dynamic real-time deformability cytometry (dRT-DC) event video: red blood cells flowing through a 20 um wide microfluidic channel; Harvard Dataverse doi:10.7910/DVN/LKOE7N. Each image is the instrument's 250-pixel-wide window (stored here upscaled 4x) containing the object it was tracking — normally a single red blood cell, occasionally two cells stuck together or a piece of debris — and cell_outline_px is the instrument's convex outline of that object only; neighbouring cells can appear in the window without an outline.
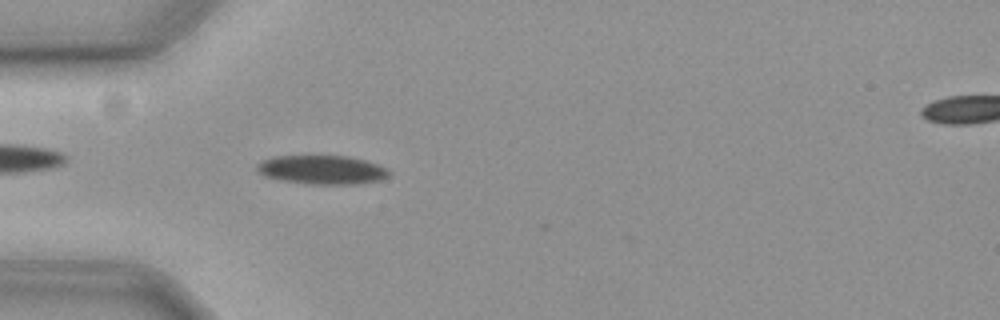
{"species": "common noctule bat (a hibernating species)", "species_latin": "Nyctalus noctula", "temperature_condition": "cold", "stored_images_in_passage": 36, "camera_frame_rate_fps": 3000, "um_per_image_px": 0.085, "animal": {"sex": "female", "body_mass_g": 19.3, "forearm_length_mm": 54.1}, "frame": {"image": 1, "passage_image": 1, "time_ms": 0.0, "image_size_px": [1000, 320], "cell_outline_px": [[392, 176], [380, 180], [360, 184], [308, 184], [280, 180], [264, 176], [256, 168], [256, 164], [264, 160], [276, 156], [344, 156], [364, 160], [388, 168], [392, 172]], "centroid_in_image_um": [27.42, 14.44], "position_along_channel_um": 57.6, "area_um2": 22.31}}
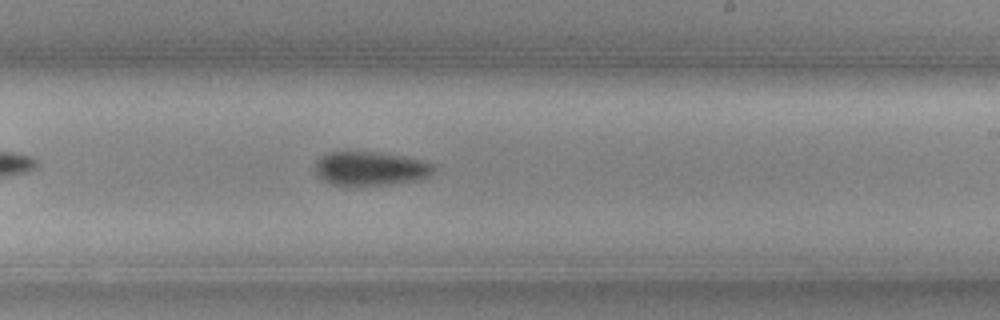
{"frame": {"image": 2, "passage_image": 18, "time_ms": 5.667, "image_size_px": [1000, 320], "cell_outline_px": [[432, 172], [428, 176], [416, 180], [388, 184], [356, 188], [340, 188], [316, 176], [316, 160], [332, 152], [372, 152], [400, 156], [424, 160], [432, 164]], "centroid_in_image_um": [31.41, 14.38], "position_along_channel_um": 257.6, "area_um2": 23.7}}
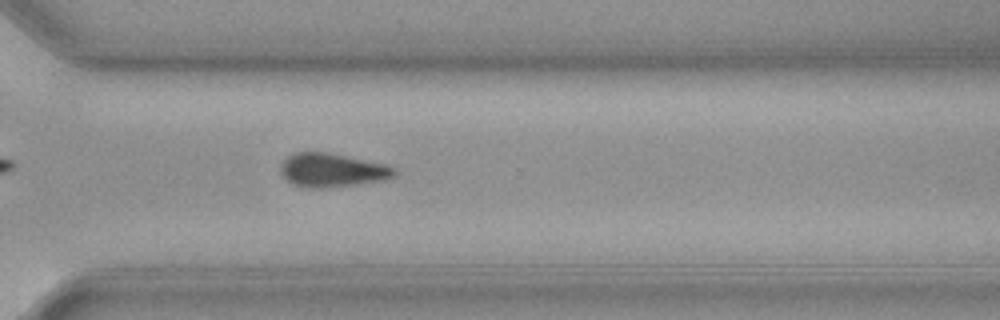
{"frame": {"image": 3, "passage_image": 25, "time_ms": 8.0, "image_size_px": [1000, 320], "cell_outline_px": [[396, 172], [392, 176], [384, 180], [360, 184], [328, 188], [304, 188], [292, 184], [280, 172], [280, 168], [284, 160], [288, 156], [296, 152], [324, 152], [384, 164], [396, 168]], "centroid_in_image_um": [28.2, 14.49], "position_along_channel_um": 342.4, "area_um2": 22.2}, "authors_computed_cell_mechanics": {"area_um2": 22.3975, "velocity_mm_per_s": 3.6361, "shape_relaxation_time_tau1_ms": 4.9327, "shape_relaxation_time_tau2_ms": null, "deformation_change_tau1": 0.1103, "deformation_change_tau2": null}}